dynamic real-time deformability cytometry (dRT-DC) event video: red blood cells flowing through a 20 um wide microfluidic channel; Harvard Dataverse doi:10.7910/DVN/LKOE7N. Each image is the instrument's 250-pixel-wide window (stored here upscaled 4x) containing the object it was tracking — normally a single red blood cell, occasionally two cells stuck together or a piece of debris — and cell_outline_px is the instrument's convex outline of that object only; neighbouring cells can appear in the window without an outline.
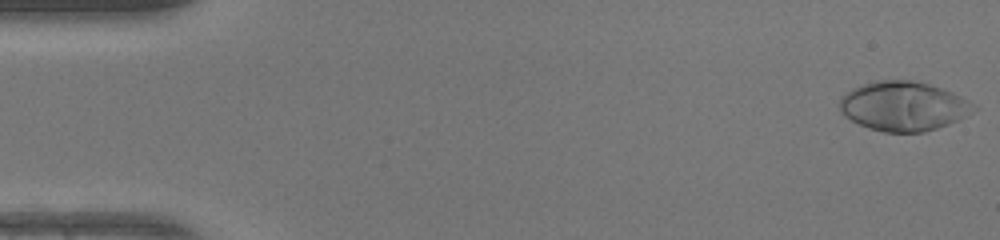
{"species": "human", "species_latin": "Homo sapiens", "temperature_condition": "warm", "stored_images_in_passage": 48, "camera_frame_rate_fps": 3000, "um_per_image_px": 0.085, "donor": {"sex": "female"}, "frame": {"image": 1, "passage_image": 1, "time_ms": 0.0, "image_size_px": [1000, 240], "cell_outline_px": [[976, 108], [972, 112], [948, 124], [924, 132], [884, 132], [868, 128], [844, 116], [840, 112], [840, 96], [852, 88], [872, 80], [912, 80], [928, 84], [952, 92], [976, 104]], "centroid_in_image_um": [76.75, 9.01], "position_along_channel_um": 8.2, "area_um2": 38.49}}
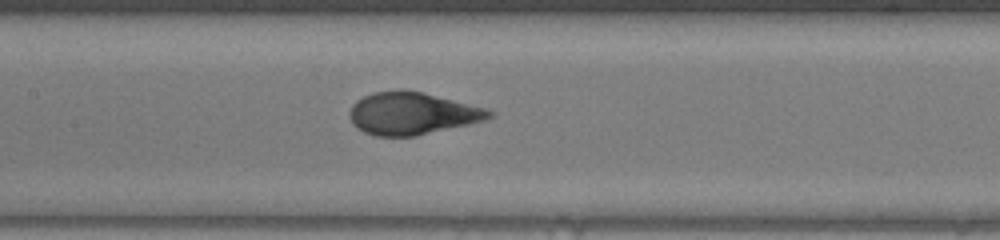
{"frame": {"image": 2, "passage_image": 23, "time_ms": 7.333, "image_size_px": [1000, 240], "cell_outline_px": [[496, 112], [492, 116], [484, 120], [468, 124], [416, 136], [376, 136], [364, 132], [356, 128], [352, 124], [348, 116], [348, 112], [352, 104], [356, 100], [372, 92], [424, 92], [484, 108]], "centroid_in_image_um": [34.98, 9.67], "position_along_channel_um": 172.4, "area_um2": 33.99}}
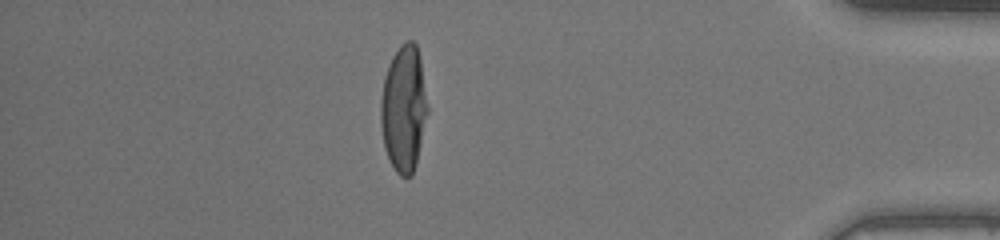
{"frame": {"image": 3, "passage_image": 42, "time_ms": 13.667, "image_size_px": [1000, 240], "cell_outline_px": [[428, 112], [416, 164], [412, 176], [400, 176], [396, 172], [384, 148], [380, 124], [380, 100], [384, 76], [388, 64], [392, 56], [400, 44], [404, 40], [412, 40], [416, 44], [420, 56], [428, 104]], "centroid_in_image_um": [34.31, 9.19], "position_along_channel_um": 400.9, "area_um2": 34.97}, "authors_computed_cell_mechanics": {"area_um2": 34.8534, "velocity_mm_per_s": 4.2918, "shape_relaxation_time_tau1_ms": 5.2794, "shape_relaxation_time_tau2_ms": null, "deformation_change_tau1": 0.3135, "deformation_change_tau2": null}}